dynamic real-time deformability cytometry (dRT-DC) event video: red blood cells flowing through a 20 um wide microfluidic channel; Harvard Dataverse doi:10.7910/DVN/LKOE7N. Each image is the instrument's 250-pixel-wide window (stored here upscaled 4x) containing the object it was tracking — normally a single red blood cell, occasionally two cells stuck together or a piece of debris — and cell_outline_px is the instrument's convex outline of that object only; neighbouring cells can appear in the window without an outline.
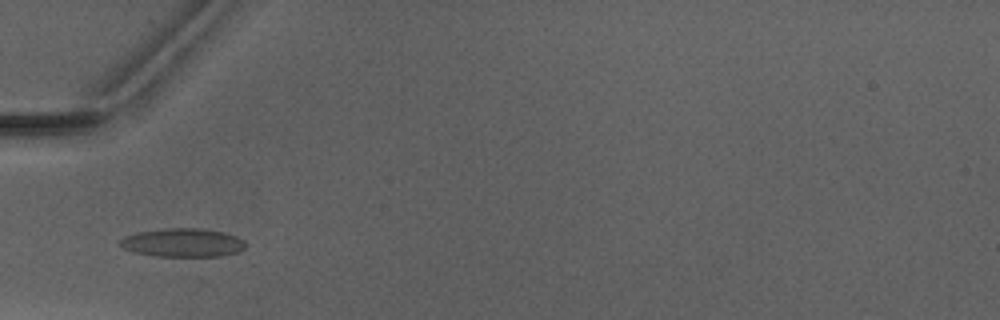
{"species": "Egyptian fruit bat (a non-hibernating species)", "species_latin": "Rousettus aegyptiacus", "temperature_condition": "warm", "stored_images_in_passage": 5, "camera_frame_rate_fps": 3000, "um_per_image_px": 0.085, "animal": {"sex": "male"}, "frame": {"image": 1, "passage_image": 4, "time_ms": 4.333, "image_size_px": [1000, 320], "cell_outline_px": [[244, 248], [240, 252], [224, 256], [152, 256], [132, 252], [116, 244], [116, 240], [124, 236], [140, 232], [160, 228], [200, 228], [224, 232], [236, 236], [244, 240]], "centroid_in_image_um": [15.48, 20.63], "position_along_channel_um": 69.5, "area_um2": 21.27}}
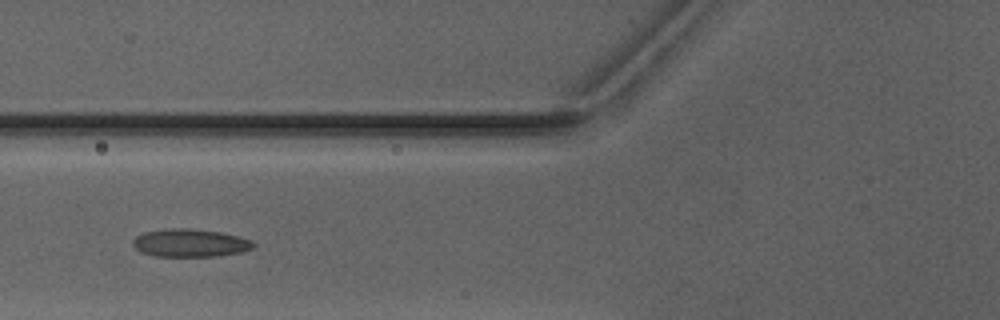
{"frame": {"image": 2, "passage_image": 5, "time_ms": 5.333, "image_size_px": [1000, 320], "cell_outline_px": [[256, 244], [252, 248], [240, 252], [216, 256], [156, 256], [140, 252], [132, 244], [132, 240], [136, 236], [144, 232], [164, 228], [188, 228], [220, 232], [252, 240]], "centroid_in_image_um": [16.12, 20.64], "position_along_channel_um": 109.7, "area_um2": 19.59}}